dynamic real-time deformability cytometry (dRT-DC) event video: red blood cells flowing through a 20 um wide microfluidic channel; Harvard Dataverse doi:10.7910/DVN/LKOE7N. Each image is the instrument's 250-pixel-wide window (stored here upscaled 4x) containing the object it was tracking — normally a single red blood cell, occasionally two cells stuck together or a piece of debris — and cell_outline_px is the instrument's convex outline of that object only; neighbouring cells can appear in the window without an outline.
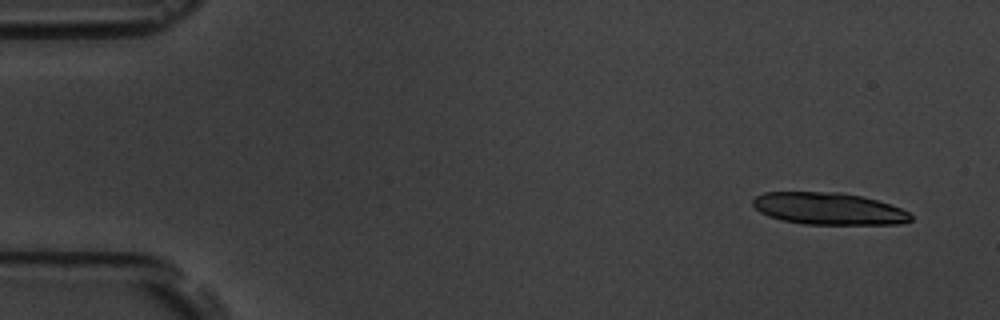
{"species": "common noctule bat (a hibernating species)", "species_latin": "Nyctalus noctula", "temperature_condition": "room temperature", "stored_images_in_passage": 5, "camera_frame_rate_fps": 3000, "um_per_image_px": 0.085, "animal": {"sex": "male", "body_mass_g": 19.5, "forearm_length_mm": 54.6}, "frame": {"image": 1, "passage_image": 1, "time_ms": 0.0, "image_size_px": [1000, 320], "cell_outline_px": [[912, 220], [900, 224], [804, 224], [780, 220], [768, 216], [760, 212], [752, 204], [752, 200], [756, 196], [764, 192], [840, 192], [860, 196], [876, 200], [900, 208], [908, 212], [912, 216]], "centroid_in_image_um": [70.4, 17.74], "position_along_channel_um": 14.6, "area_um2": 29.42}}